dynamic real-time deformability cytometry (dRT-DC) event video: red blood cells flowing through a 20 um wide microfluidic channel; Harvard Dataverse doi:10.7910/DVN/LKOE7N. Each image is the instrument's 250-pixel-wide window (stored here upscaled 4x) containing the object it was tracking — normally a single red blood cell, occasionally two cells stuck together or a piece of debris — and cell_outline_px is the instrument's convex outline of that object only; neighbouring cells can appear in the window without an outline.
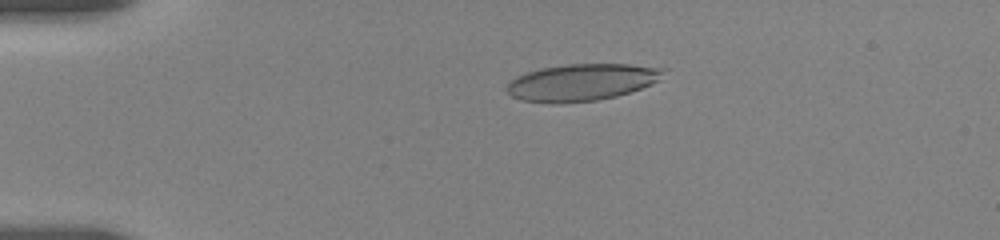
{"species": "human", "species_latin": "Homo sapiens", "temperature_condition": "room temperature", "stored_images_in_passage": 100, "camera_frame_rate_fps": 3000, "um_per_image_px": 0.085, "donor": {"sex": "female"}, "frame": {"image": 1, "passage_image": 20, "time_ms": 3.667, "image_size_px": [1000, 240], "cell_outline_px": [[668, 68], [660, 80], [640, 88], [616, 96], [596, 100], [520, 100], [512, 96], [504, 88], [516, 76], [540, 68], [568, 64], [628, 64]], "centroid_in_image_um": [49.52, 6.94], "position_along_channel_um": 35.5, "area_um2": 32.66}}
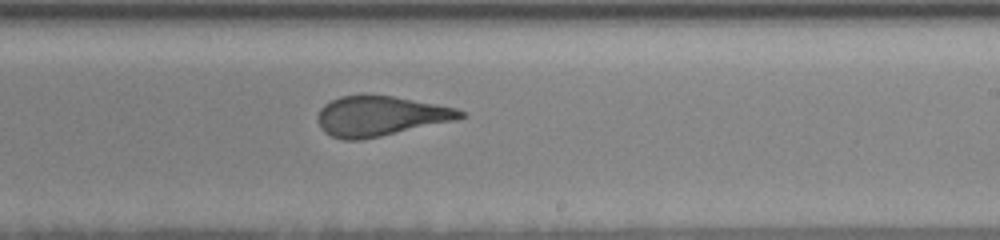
{"frame": {"image": 2, "passage_image": 60, "time_ms": 11.0, "image_size_px": [1000, 240], "cell_outline_px": [[468, 116], [456, 120], [380, 136], [360, 140], [344, 140], [332, 136], [324, 132], [320, 128], [316, 120], [320, 108], [324, 104], [340, 96], [360, 92], [392, 96], [456, 108], [464, 112]], "centroid_in_image_um": [32.27, 9.84], "position_along_channel_um": 256.7, "area_um2": 33.64}}
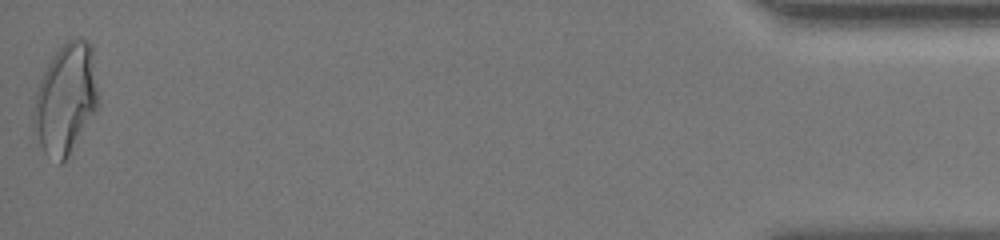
{"frame": {"image": 3, "passage_image": 100, "time_ms": 18.0, "image_size_px": [1000, 240], "cell_outline_px": [[100, 100], [96, 112], [68, 156], [60, 164], [44, 152], [32, 132], [32, 112], [36, 92], [40, 80], [52, 56], [68, 40], [88, 40], [92, 44]], "centroid_in_image_um": [5.59, 8.43], "position_along_channel_um": 429.6, "area_um2": 41.96}, "authors_computed_cell_mechanics": {"area_um2": 34.2754, "velocity_mm_per_s": 3.6818, "shape_relaxation_time_tau1_ms": 7.7149, "shape_relaxation_time_tau2_ms": 1.0536, "deformation_change_tau1": 0.2487, "deformation_change_tau2": 0.0987}}